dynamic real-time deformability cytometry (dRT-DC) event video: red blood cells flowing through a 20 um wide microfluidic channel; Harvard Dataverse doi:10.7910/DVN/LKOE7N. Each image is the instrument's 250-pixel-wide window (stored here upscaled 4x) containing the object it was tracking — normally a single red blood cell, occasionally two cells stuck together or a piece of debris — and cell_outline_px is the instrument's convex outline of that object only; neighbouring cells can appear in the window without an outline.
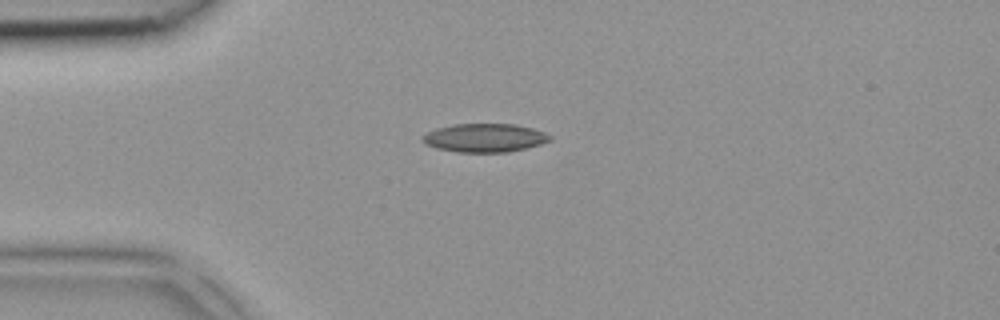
{"species": "common noctule bat (a hibernating species)", "species_latin": "Nyctalus noctula", "temperature_condition": "room temperature", "stored_images_in_passage": 2, "camera_frame_rate_fps": 3000, "um_per_image_px": 0.085, "animal": {"sex": "female", "body_mass_g": 18.4}, "frame": {"image": 1, "passage_image": 2, "time_ms": 0.333, "image_size_px": [1000, 320], "cell_outline_px": [[552, 140], [528, 148], [508, 152], [456, 152], [436, 148], [424, 144], [420, 140], [420, 136], [436, 128], [456, 124], [516, 124], [532, 128], [544, 132], [552, 136]], "centroid_in_image_um": [41.18, 11.72], "position_along_channel_um": 43.8, "area_um2": 21.39}}